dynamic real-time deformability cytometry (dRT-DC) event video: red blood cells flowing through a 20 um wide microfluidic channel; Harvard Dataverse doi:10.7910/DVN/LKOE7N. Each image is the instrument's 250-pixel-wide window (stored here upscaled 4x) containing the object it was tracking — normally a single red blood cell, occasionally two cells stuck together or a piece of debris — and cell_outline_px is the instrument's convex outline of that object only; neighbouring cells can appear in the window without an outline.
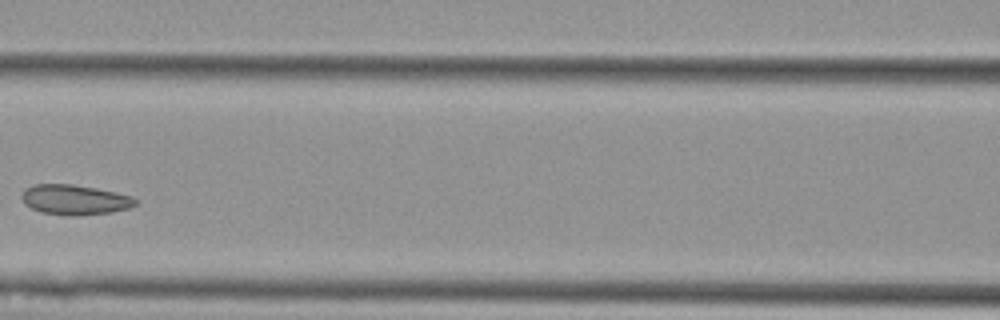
{"species": "Egyptian fruit bat (a non-hibernating species)", "species_latin": "Rousettus aegyptiacus", "temperature_condition": "cold", "stored_images_in_passage": 5, "camera_frame_rate_fps": 3000, "um_per_image_px": 0.085, "animal": {"sex": "female"}, "frame": {"image": 1, "passage_image": 4, "time_ms": 3.667, "image_size_px": [1000, 320], "cell_outline_px": [[140, 200], [136, 204], [128, 208], [112, 212], [76, 216], [72, 216], [40, 212], [24, 204], [20, 196], [24, 188], [32, 184], [72, 184], [96, 188], [116, 192], [132, 196]], "centroid_in_image_um": [6.34, 16.97], "position_along_channel_um": 160.3, "area_um2": 20.17}}
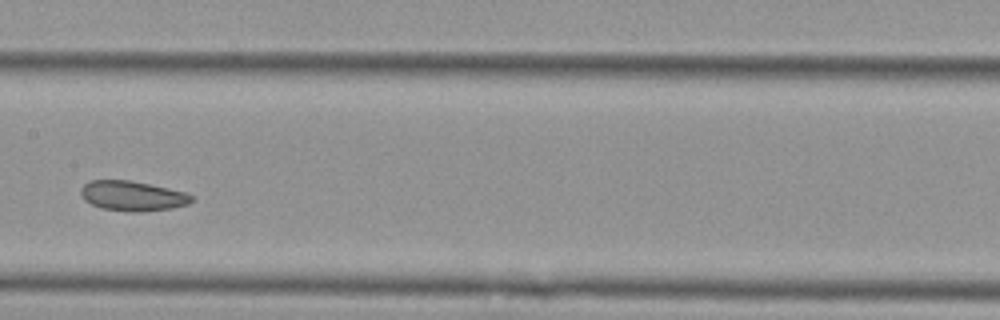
{"frame": {"image": 2, "passage_image": 5, "time_ms": 4.667, "image_size_px": [1000, 320], "cell_outline_px": [[196, 196], [188, 204], [172, 208], [140, 212], [128, 212], [100, 208], [84, 200], [80, 192], [80, 188], [88, 180], [132, 180], [168, 188], [184, 192]], "centroid_in_image_um": [11.25, 16.65], "position_along_channel_um": 196.2, "area_um2": 19.54}}